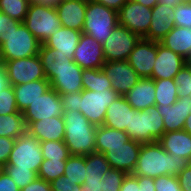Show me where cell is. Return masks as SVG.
<instances>
[{
  "instance_id": "83f0119b",
  "label": "cell",
  "mask_w": 191,
  "mask_h": 191,
  "mask_svg": "<svg viewBox=\"0 0 191 191\" xmlns=\"http://www.w3.org/2000/svg\"><path fill=\"white\" fill-rule=\"evenodd\" d=\"M160 43L188 61L191 56V29L173 26Z\"/></svg>"
},
{
  "instance_id": "ee69618b",
  "label": "cell",
  "mask_w": 191,
  "mask_h": 191,
  "mask_svg": "<svg viewBox=\"0 0 191 191\" xmlns=\"http://www.w3.org/2000/svg\"><path fill=\"white\" fill-rule=\"evenodd\" d=\"M156 191H182L178 178L170 175H163L154 179Z\"/></svg>"
},
{
  "instance_id": "5bb4252c",
  "label": "cell",
  "mask_w": 191,
  "mask_h": 191,
  "mask_svg": "<svg viewBox=\"0 0 191 191\" xmlns=\"http://www.w3.org/2000/svg\"><path fill=\"white\" fill-rule=\"evenodd\" d=\"M156 55L157 42L142 37L131 51L127 62L141 78H150Z\"/></svg>"
},
{
  "instance_id": "e0dca14e",
  "label": "cell",
  "mask_w": 191,
  "mask_h": 191,
  "mask_svg": "<svg viewBox=\"0 0 191 191\" xmlns=\"http://www.w3.org/2000/svg\"><path fill=\"white\" fill-rule=\"evenodd\" d=\"M141 144L130 140L124 143L123 146L108 147L104 155L111 168L132 174L138 160Z\"/></svg>"
},
{
  "instance_id": "680465c9",
  "label": "cell",
  "mask_w": 191,
  "mask_h": 191,
  "mask_svg": "<svg viewBox=\"0 0 191 191\" xmlns=\"http://www.w3.org/2000/svg\"><path fill=\"white\" fill-rule=\"evenodd\" d=\"M30 4L37 3L42 4L45 6H51L56 7V5L59 3V0H27Z\"/></svg>"
},
{
  "instance_id": "e7e4bbea",
  "label": "cell",
  "mask_w": 191,
  "mask_h": 191,
  "mask_svg": "<svg viewBox=\"0 0 191 191\" xmlns=\"http://www.w3.org/2000/svg\"><path fill=\"white\" fill-rule=\"evenodd\" d=\"M4 171V165L0 163V174Z\"/></svg>"
},
{
  "instance_id": "f6af8a7d",
  "label": "cell",
  "mask_w": 191,
  "mask_h": 191,
  "mask_svg": "<svg viewBox=\"0 0 191 191\" xmlns=\"http://www.w3.org/2000/svg\"><path fill=\"white\" fill-rule=\"evenodd\" d=\"M80 188L81 185L74 184L64 175L51 182L52 191H80Z\"/></svg>"
},
{
  "instance_id": "6f0895ef",
  "label": "cell",
  "mask_w": 191,
  "mask_h": 191,
  "mask_svg": "<svg viewBox=\"0 0 191 191\" xmlns=\"http://www.w3.org/2000/svg\"><path fill=\"white\" fill-rule=\"evenodd\" d=\"M9 86L10 82L5 67L0 65V92Z\"/></svg>"
},
{
  "instance_id": "03108f58",
  "label": "cell",
  "mask_w": 191,
  "mask_h": 191,
  "mask_svg": "<svg viewBox=\"0 0 191 191\" xmlns=\"http://www.w3.org/2000/svg\"><path fill=\"white\" fill-rule=\"evenodd\" d=\"M0 65H2L1 48H0Z\"/></svg>"
},
{
  "instance_id": "1f68e13d",
  "label": "cell",
  "mask_w": 191,
  "mask_h": 191,
  "mask_svg": "<svg viewBox=\"0 0 191 191\" xmlns=\"http://www.w3.org/2000/svg\"><path fill=\"white\" fill-rule=\"evenodd\" d=\"M111 169L102 153L93 152L85 156V180H101L102 175Z\"/></svg>"
},
{
  "instance_id": "44dd1931",
  "label": "cell",
  "mask_w": 191,
  "mask_h": 191,
  "mask_svg": "<svg viewBox=\"0 0 191 191\" xmlns=\"http://www.w3.org/2000/svg\"><path fill=\"white\" fill-rule=\"evenodd\" d=\"M27 132L40 142L64 140L65 123L63 116L50 117L32 122Z\"/></svg>"
},
{
  "instance_id": "7a4b0ae2",
  "label": "cell",
  "mask_w": 191,
  "mask_h": 191,
  "mask_svg": "<svg viewBox=\"0 0 191 191\" xmlns=\"http://www.w3.org/2000/svg\"><path fill=\"white\" fill-rule=\"evenodd\" d=\"M65 123L64 143L71 155L87 156L96 152V129L80 111L63 113Z\"/></svg>"
},
{
  "instance_id": "9c48e42d",
  "label": "cell",
  "mask_w": 191,
  "mask_h": 191,
  "mask_svg": "<svg viewBox=\"0 0 191 191\" xmlns=\"http://www.w3.org/2000/svg\"><path fill=\"white\" fill-rule=\"evenodd\" d=\"M140 38L138 34L118 24L102 44L105 62L127 60Z\"/></svg>"
},
{
  "instance_id": "ac0fdd59",
  "label": "cell",
  "mask_w": 191,
  "mask_h": 191,
  "mask_svg": "<svg viewBox=\"0 0 191 191\" xmlns=\"http://www.w3.org/2000/svg\"><path fill=\"white\" fill-rule=\"evenodd\" d=\"M187 64L180 55L157 42V55L151 79H174L179 70Z\"/></svg>"
},
{
  "instance_id": "603a6c76",
  "label": "cell",
  "mask_w": 191,
  "mask_h": 191,
  "mask_svg": "<svg viewBox=\"0 0 191 191\" xmlns=\"http://www.w3.org/2000/svg\"><path fill=\"white\" fill-rule=\"evenodd\" d=\"M130 106L136 111L150 109L155 106L154 79L140 78V80L124 96Z\"/></svg>"
},
{
  "instance_id": "52a82bcc",
  "label": "cell",
  "mask_w": 191,
  "mask_h": 191,
  "mask_svg": "<svg viewBox=\"0 0 191 191\" xmlns=\"http://www.w3.org/2000/svg\"><path fill=\"white\" fill-rule=\"evenodd\" d=\"M44 157L40 141L28 132L15 139L9 160L4 166H17V168L31 169L38 173Z\"/></svg>"
},
{
  "instance_id": "816d5d0a",
  "label": "cell",
  "mask_w": 191,
  "mask_h": 191,
  "mask_svg": "<svg viewBox=\"0 0 191 191\" xmlns=\"http://www.w3.org/2000/svg\"><path fill=\"white\" fill-rule=\"evenodd\" d=\"M120 191H141V187H138L137 176L127 174L121 184Z\"/></svg>"
},
{
  "instance_id": "f35d334b",
  "label": "cell",
  "mask_w": 191,
  "mask_h": 191,
  "mask_svg": "<svg viewBox=\"0 0 191 191\" xmlns=\"http://www.w3.org/2000/svg\"><path fill=\"white\" fill-rule=\"evenodd\" d=\"M4 172L12 178L19 189H23L38 177L31 169L17 168V166H4Z\"/></svg>"
},
{
  "instance_id": "b9f144b4",
  "label": "cell",
  "mask_w": 191,
  "mask_h": 191,
  "mask_svg": "<svg viewBox=\"0 0 191 191\" xmlns=\"http://www.w3.org/2000/svg\"><path fill=\"white\" fill-rule=\"evenodd\" d=\"M19 112L16 104L13 86L3 89L0 92V115H7Z\"/></svg>"
},
{
  "instance_id": "8992f818",
  "label": "cell",
  "mask_w": 191,
  "mask_h": 191,
  "mask_svg": "<svg viewBox=\"0 0 191 191\" xmlns=\"http://www.w3.org/2000/svg\"><path fill=\"white\" fill-rule=\"evenodd\" d=\"M23 23L41 44L62 27L55 7L37 3L29 5Z\"/></svg>"
},
{
  "instance_id": "2e32d148",
  "label": "cell",
  "mask_w": 191,
  "mask_h": 191,
  "mask_svg": "<svg viewBox=\"0 0 191 191\" xmlns=\"http://www.w3.org/2000/svg\"><path fill=\"white\" fill-rule=\"evenodd\" d=\"M83 69L74 61L62 69H52V76L48 79L50 87L59 95L76 93L83 90Z\"/></svg>"
},
{
  "instance_id": "836d02e7",
  "label": "cell",
  "mask_w": 191,
  "mask_h": 191,
  "mask_svg": "<svg viewBox=\"0 0 191 191\" xmlns=\"http://www.w3.org/2000/svg\"><path fill=\"white\" fill-rule=\"evenodd\" d=\"M155 105H172L178 100L177 85L174 79H154Z\"/></svg>"
},
{
  "instance_id": "7402d4cb",
  "label": "cell",
  "mask_w": 191,
  "mask_h": 191,
  "mask_svg": "<svg viewBox=\"0 0 191 191\" xmlns=\"http://www.w3.org/2000/svg\"><path fill=\"white\" fill-rule=\"evenodd\" d=\"M86 7L87 0H71L59 2L55 8L63 27L82 32L85 22Z\"/></svg>"
},
{
  "instance_id": "681fc988",
  "label": "cell",
  "mask_w": 191,
  "mask_h": 191,
  "mask_svg": "<svg viewBox=\"0 0 191 191\" xmlns=\"http://www.w3.org/2000/svg\"><path fill=\"white\" fill-rule=\"evenodd\" d=\"M20 191H52L51 182L37 177L32 183L20 189Z\"/></svg>"
},
{
  "instance_id": "d6986e66",
  "label": "cell",
  "mask_w": 191,
  "mask_h": 191,
  "mask_svg": "<svg viewBox=\"0 0 191 191\" xmlns=\"http://www.w3.org/2000/svg\"><path fill=\"white\" fill-rule=\"evenodd\" d=\"M163 117L165 132L180 131L184 128V122L191 113V96L178 98L168 106L155 105Z\"/></svg>"
},
{
  "instance_id": "6da1fadb",
  "label": "cell",
  "mask_w": 191,
  "mask_h": 191,
  "mask_svg": "<svg viewBox=\"0 0 191 191\" xmlns=\"http://www.w3.org/2000/svg\"><path fill=\"white\" fill-rule=\"evenodd\" d=\"M190 163L189 160L179 155L167 153L158 141L142 143L138 160L132 174L153 179L163 175L177 177Z\"/></svg>"
},
{
  "instance_id": "30bf717a",
  "label": "cell",
  "mask_w": 191,
  "mask_h": 191,
  "mask_svg": "<svg viewBox=\"0 0 191 191\" xmlns=\"http://www.w3.org/2000/svg\"><path fill=\"white\" fill-rule=\"evenodd\" d=\"M11 86L46 79L39 55L2 61Z\"/></svg>"
},
{
  "instance_id": "f1b7e54d",
  "label": "cell",
  "mask_w": 191,
  "mask_h": 191,
  "mask_svg": "<svg viewBox=\"0 0 191 191\" xmlns=\"http://www.w3.org/2000/svg\"><path fill=\"white\" fill-rule=\"evenodd\" d=\"M130 141L127 132L116 130L104 125L97 126L96 129V152L104 154L108 147L123 146Z\"/></svg>"
},
{
  "instance_id": "60d3db41",
  "label": "cell",
  "mask_w": 191,
  "mask_h": 191,
  "mask_svg": "<svg viewBox=\"0 0 191 191\" xmlns=\"http://www.w3.org/2000/svg\"><path fill=\"white\" fill-rule=\"evenodd\" d=\"M127 173L115 168H111L107 173L102 175V191H120L121 184Z\"/></svg>"
},
{
  "instance_id": "4dcf8cb0",
  "label": "cell",
  "mask_w": 191,
  "mask_h": 191,
  "mask_svg": "<svg viewBox=\"0 0 191 191\" xmlns=\"http://www.w3.org/2000/svg\"><path fill=\"white\" fill-rule=\"evenodd\" d=\"M27 133V124L23 113L0 115V136L18 138Z\"/></svg>"
},
{
  "instance_id": "f907efd6",
  "label": "cell",
  "mask_w": 191,
  "mask_h": 191,
  "mask_svg": "<svg viewBox=\"0 0 191 191\" xmlns=\"http://www.w3.org/2000/svg\"><path fill=\"white\" fill-rule=\"evenodd\" d=\"M0 191H20L12 178L4 171L0 174Z\"/></svg>"
},
{
  "instance_id": "f5cc1de1",
  "label": "cell",
  "mask_w": 191,
  "mask_h": 191,
  "mask_svg": "<svg viewBox=\"0 0 191 191\" xmlns=\"http://www.w3.org/2000/svg\"><path fill=\"white\" fill-rule=\"evenodd\" d=\"M22 23L10 18L7 14L0 11V35L7 32L12 25H21Z\"/></svg>"
},
{
  "instance_id": "8d00e7d4",
  "label": "cell",
  "mask_w": 191,
  "mask_h": 191,
  "mask_svg": "<svg viewBox=\"0 0 191 191\" xmlns=\"http://www.w3.org/2000/svg\"><path fill=\"white\" fill-rule=\"evenodd\" d=\"M44 159L67 160L71 154L64 140L40 142Z\"/></svg>"
},
{
  "instance_id": "003e7915",
  "label": "cell",
  "mask_w": 191,
  "mask_h": 191,
  "mask_svg": "<svg viewBox=\"0 0 191 191\" xmlns=\"http://www.w3.org/2000/svg\"><path fill=\"white\" fill-rule=\"evenodd\" d=\"M187 63H188L189 65H191V56H190V58L188 59Z\"/></svg>"
},
{
  "instance_id": "d590c367",
  "label": "cell",
  "mask_w": 191,
  "mask_h": 191,
  "mask_svg": "<svg viewBox=\"0 0 191 191\" xmlns=\"http://www.w3.org/2000/svg\"><path fill=\"white\" fill-rule=\"evenodd\" d=\"M30 3L27 0H0V11L23 23Z\"/></svg>"
},
{
  "instance_id": "5b68a950",
  "label": "cell",
  "mask_w": 191,
  "mask_h": 191,
  "mask_svg": "<svg viewBox=\"0 0 191 191\" xmlns=\"http://www.w3.org/2000/svg\"><path fill=\"white\" fill-rule=\"evenodd\" d=\"M130 140L140 143L158 141L165 132L163 117L156 106L150 109L131 110L130 128H126Z\"/></svg>"
},
{
  "instance_id": "277c9868",
  "label": "cell",
  "mask_w": 191,
  "mask_h": 191,
  "mask_svg": "<svg viewBox=\"0 0 191 191\" xmlns=\"http://www.w3.org/2000/svg\"><path fill=\"white\" fill-rule=\"evenodd\" d=\"M117 25V11L93 0H87L83 34L104 44Z\"/></svg>"
},
{
  "instance_id": "ffe728a7",
  "label": "cell",
  "mask_w": 191,
  "mask_h": 191,
  "mask_svg": "<svg viewBox=\"0 0 191 191\" xmlns=\"http://www.w3.org/2000/svg\"><path fill=\"white\" fill-rule=\"evenodd\" d=\"M152 19L148 33L143 37L154 42H160L175 24L174 8L157 3L152 9Z\"/></svg>"
},
{
  "instance_id": "cb8c5ba5",
  "label": "cell",
  "mask_w": 191,
  "mask_h": 191,
  "mask_svg": "<svg viewBox=\"0 0 191 191\" xmlns=\"http://www.w3.org/2000/svg\"><path fill=\"white\" fill-rule=\"evenodd\" d=\"M132 106L124 96H119L108 107L103 125L126 132L130 128Z\"/></svg>"
},
{
  "instance_id": "94428289",
  "label": "cell",
  "mask_w": 191,
  "mask_h": 191,
  "mask_svg": "<svg viewBox=\"0 0 191 191\" xmlns=\"http://www.w3.org/2000/svg\"><path fill=\"white\" fill-rule=\"evenodd\" d=\"M146 7L153 8L158 2L157 0H134Z\"/></svg>"
},
{
  "instance_id": "9f6ffc18",
  "label": "cell",
  "mask_w": 191,
  "mask_h": 191,
  "mask_svg": "<svg viewBox=\"0 0 191 191\" xmlns=\"http://www.w3.org/2000/svg\"><path fill=\"white\" fill-rule=\"evenodd\" d=\"M95 2L101 3L108 8L114 9L115 11H119L121 6L125 4L128 0H93Z\"/></svg>"
},
{
  "instance_id": "3957f363",
  "label": "cell",
  "mask_w": 191,
  "mask_h": 191,
  "mask_svg": "<svg viewBox=\"0 0 191 191\" xmlns=\"http://www.w3.org/2000/svg\"><path fill=\"white\" fill-rule=\"evenodd\" d=\"M41 43L22 23L12 25L5 33L0 35V48L2 61L28 58L38 55Z\"/></svg>"
},
{
  "instance_id": "91938a15",
  "label": "cell",
  "mask_w": 191,
  "mask_h": 191,
  "mask_svg": "<svg viewBox=\"0 0 191 191\" xmlns=\"http://www.w3.org/2000/svg\"><path fill=\"white\" fill-rule=\"evenodd\" d=\"M160 4H166L168 7L175 8L181 3V0H157Z\"/></svg>"
},
{
  "instance_id": "d4e9b609",
  "label": "cell",
  "mask_w": 191,
  "mask_h": 191,
  "mask_svg": "<svg viewBox=\"0 0 191 191\" xmlns=\"http://www.w3.org/2000/svg\"><path fill=\"white\" fill-rule=\"evenodd\" d=\"M158 143L167 153L191 162V134L187 131L164 132Z\"/></svg>"
},
{
  "instance_id": "74e56055",
  "label": "cell",
  "mask_w": 191,
  "mask_h": 191,
  "mask_svg": "<svg viewBox=\"0 0 191 191\" xmlns=\"http://www.w3.org/2000/svg\"><path fill=\"white\" fill-rule=\"evenodd\" d=\"M66 160L44 159L37 173L38 178L52 182L64 174Z\"/></svg>"
},
{
  "instance_id": "6125c7cd",
  "label": "cell",
  "mask_w": 191,
  "mask_h": 191,
  "mask_svg": "<svg viewBox=\"0 0 191 191\" xmlns=\"http://www.w3.org/2000/svg\"><path fill=\"white\" fill-rule=\"evenodd\" d=\"M184 131H187L189 134H191V113L190 115L186 118L184 122Z\"/></svg>"
},
{
  "instance_id": "a7ac6f4b",
  "label": "cell",
  "mask_w": 191,
  "mask_h": 191,
  "mask_svg": "<svg viewBox=\"0 0 191 191\" xmlns=\"http://www.w3.org/2000/svg\"><path fill=\"white\" fill-rule=\"evenodd\" d=\"M65 1H71V0H59V2H65Z\"/></svg>"
},
{
  "instance_id": "11a10c76",
  "label": "cell",
  "mask_w": 191,
  "mask_h": 191,
  "mask_svg": "<svg viewBox=\"0 0 191 191\" xmlns=\"http://www.w3.org/2000/svg\"><path fill=\"white\" fill-rule=\"evenodd\" d=\"M80 191H102V181L100 180H85L81 184Z\"/></svg>"
},
{
  "instance_id": "c3c4849f",
  "label": "cell",
  "mask_w": 191,
  "mask_h": 191,
  "mask_svg": "<svg viewBox=\"0 0 191 191\" xmlns=\"http://www.w3.org/2000/svg\"><path fill=\"white\" fill-rule=\"evenodd\" d=\"M182 191H191V163L177 175Z\"/></svg>"
},
{
  "instance_id": "db71d44e",
  "label": "cell",
  "mask_w": 191,
  "mask_h": 191,
  "mask_svg": "<svg viewBox=\"0 0 191 191\" xmlns=\"http://www.w3.org/2000/svg\"><path fill=\"white\" fill-rule=\"evenodd\" d=\"M137 180L138 187H141V191H156L153 178L137 176Z\"/></svg>"
},
{
  "instance_id": "f546056e",
  "label": "cell",
  "mask_w": 191,
  "mask_h": 191,
  "mask_svg": "<svg viewBox=\"0 0 191 191\" xmlns=\"http://www.w3.org/2000/svg\"><path fill=\"white\" fill-rule=\"evenodd\" d=\"M38 55L41 59L44 74L47 79L52 76V69H62L73 62V59L67 57L66 54H62L61 51L56 49L49 48L44 43L40 45Z\"/></svg>"
},
{
  "instance_id": "7c38bea8",
  "label": "cell",
  "mask_w": 191,
  "mask_h": 191,
  "mask_svg": "<svg viewBox=\"0 0 191 191\" xmlns=\"http://www.w3.org/2000/svg\"><path fill=\"white\" fill-rule=\"evenodd\" d=\"M60 95L49 88L23 112L27 127L34 121L63 115Z\"/></svg>"
},
{
  "instance_id": "be15d7a7",
  "label": "cell",
  "mask_w": 191,
  "mask_h": 191,
  "mask_svg": "<svg viewBox=\"0 0 191 191\" xmlns=\"http://www.w3.org/2000/svg\"><path fill=\"white\" fill-rule=\"evenodd\" d=\"M181 3H184V4H191V0H181Z\"/></svg>"
},
{
  "instance_id": "9a60e30c",
  "label": "cell",
  "mask_w": 191,
  "mask_h": 191,
  "mask_svg": "<svg viewBox=\"0 0 191 191\" xmlns=\"http://www.w3.org/2000/svg\"><path fill=\"white\" fill-rule=\"evenodd\" d=\"M73 61L82 69H102L105 63L102 44L82 33Z\"/></svg>"
},
{
  "instance_id": "7bdbcfd3",
  "label": "cell",
  "mask_w": 191,
  "mask_h": 191,
  "mask_svg": "<svg viewBox=\"0 0 191 191\" xmlns=\"http://www.w3.org/2000/svg\"><path fill=\"white\" fill-rule=\"evenodd\" d=\"M175 24L178 27L191 29V4L180 3L174 8Z\"/></svg>"
},
{
  "instance_id": "484cf974",
  "label": "cell",
  "mask_w": 191,
  "mask_h": 191,
  "mask_svg": "<svg viewBox=\"0 0 191 191\" xmlns=\"http://www.w3.org/2000/svg\"><path fill=\"white\" fill-rule=\"evenodd\" d=\"M49 88L51 87L47 78L14 85L13 90L19 112L23 113L32 102L43 95Z\"/></svg>"
},
{
  "instance_id": "e575fe53",
  "label": "cell",
  "mask_w": 191,
  "mask_h": 191,
  "mask_svg": "<svg viewBox=\"0 0 191 191\" xmlns=\"http://www.w3.org/2000/svg\"><path fill=\"white\" fill-rule=\"evenodd\" d=\"M85 174V156L71 155L66 160L63 175L68 177V180L74 182V184L81 185L85 181Z\"/></svg>"
},
{
  "instance_id": "ba28073f",
  "label": "cell",
  "mask_w": 191,
  "mask_h": 191,
  "mask_svg": "<svg viewBox=\"0 0 191 191\" xmlns=\"http://www.w3.org/2000/svg\"><path fill=\"white\" fill-rule=\"evenodd\" d=\"M119 96L113 89H105L100 92L82 90L78 111L96 126L103 125L107 107Z\"/></svg>"
},
{
  "instance_id": "7dc6e473",
  "label": "cell",
  "mask_w": 191,
  "mask_h": 191,
  "mask_svg": "<svg viewBox=\"0 0 191 191\" xmlns=\"http://www.w3.org/2000/svg\"><path fill=\"white\" fill-rule=\"evenodd\" d=\"M15 143L14 138L0 136V163L6 165Z\"/></svg>"
},
{
  "instance_id": "4316f807",
  "label": "cell",
  "mask_w": 191,
  "mask_h": 191,
  "mask_svg": "<svg viewBox=\"0 0 191 191\" xmlns=\"http://www.w3.org/2000/svg\"><path fill=\"white\" fill-rule=\"evenodd\" d=\"M81 35V31L62 26L44 44L49 48L61 51L62 54H66L67 57L73 59Z\"/></svg>"
},
{
  "instance_id": "ab89813d",
  "label": "cell",
  "mask_w": 191,
  "mask_h": 191,
  "mask_svg": "<svg viewBox=\"0 0 191 191\" xmlns=\"http://www.w3.org/2000/svg\"><path fill=\"white\" fill-rule=\"evenodd\" d=\"M178 98L191 96V65L185 64L175 75Z\"/></svg>"
},
{
  "instance_id": "d6a6232c",
  "label": "cell",
  "mask_w": 191,
  "mask_h": 191,
  "mask_svg": "<svg viewBox=\"0 0 191 191\" xmlns=\"http://www.w3.org/2000/svg\"><path fill=\"white\" fill-rule=\"evenodd\" d=\"M111 81L102 69H83L82 86L83 90L104 91L112 89Z\"/></svg>"
},
{
  "instance_id": "8fae6325",
  "label": "cell",
  "mask_w": 191,
  "mask_h": 191,
  "mask_svg": "<svg viewBox=\"0 0 191 191\" xmlns=\"http://www.w3.org/2000/svg\"><path fill=\"white\" fill-rule=\"evenodd\" d=\"M152 8L146 7L134 0H128L118 11V24L144 37L150 28Z\"/></svg>"
},
{
  "instance_id": "bcb514c9",
  "label": "cell",
  "mask_w": 191,
  "mask_h": 191,
  "mask_svg": "<svg viewBox=\"0 0 191 191\" xmlns=\"http://www.w3.org/2000/svg\"><path fill=\"white\" fill-rule=\"evenodd\" d=\"M63 112L78 111V103L81 98V91L60 95Z\"/></svg>"
},
{
  "instance_id": "4fadbf2b",
  "label": "cell",
  "mask_w": 191,
  "mask_h": 191,
  "mask_svg": "<svg viewBox=\"0 0 191 191\" xmlns=\"http://www.w3.org/2000/svg\"><path fill=\"white\" fill-rule=\"evenodd\" d=\"M102 70L109 77L112 89L120 96H125L141 78L127 60L105 62Z\"/></svg>"
}]
</instances>
